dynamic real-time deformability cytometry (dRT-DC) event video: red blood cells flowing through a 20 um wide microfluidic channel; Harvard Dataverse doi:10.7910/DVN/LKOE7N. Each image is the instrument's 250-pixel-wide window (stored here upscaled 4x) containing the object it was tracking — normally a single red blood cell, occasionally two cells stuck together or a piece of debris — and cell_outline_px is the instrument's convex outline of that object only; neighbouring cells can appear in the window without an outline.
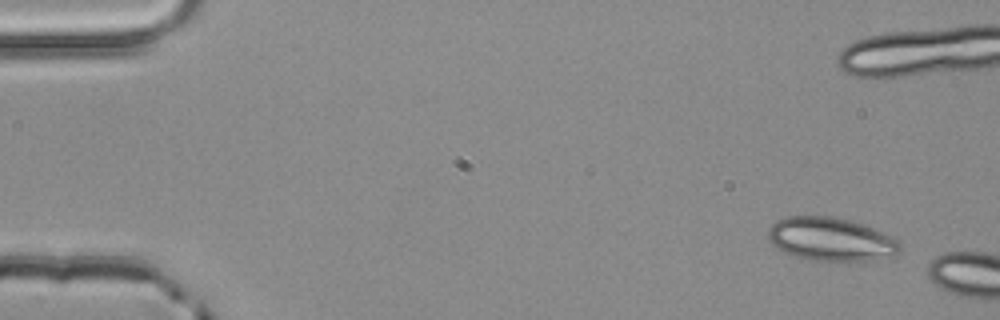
{"species": "common noctule bat (a hibernating species)", "species_latin": "Nyctalus noctula", "temperature_condition": "room temperature", "stored_images_in_passage": 2, "camera_frame_rate_fps": 3000, "um_per_image_px": 0.085, "animal": {"sex": "male", "body_mass_g": 20.4}, "frame": {"image": 1, "passage_image": 1, "time_ms": 0.0, "image_size_px": [1000, 320], "cell_outline_px": [[900, 252], [872, 260], [808, 260], [784, 252], [772, 244], [768, 240], [768, 228], [776, 220], [788, 216], [832, 216], [848, 220], [872, 228], [900, 240]], "centroid_in_image_um": [70.58, 20.32], "position_along_channel_um": 14.4, "area_um2": 33.0}}